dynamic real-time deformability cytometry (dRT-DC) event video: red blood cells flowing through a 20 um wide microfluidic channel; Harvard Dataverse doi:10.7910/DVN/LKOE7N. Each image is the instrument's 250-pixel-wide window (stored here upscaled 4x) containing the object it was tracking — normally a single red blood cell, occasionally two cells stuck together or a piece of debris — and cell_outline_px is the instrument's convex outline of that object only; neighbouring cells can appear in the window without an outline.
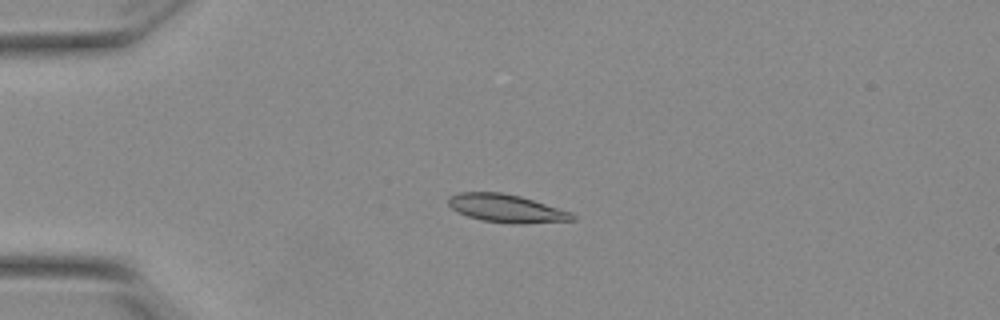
{"species": "Egyptian fruit bat (a non-hibernating species)", "species_latin": "Rousettus aegyptiacus", "temperature_condition": "warm", "stored_images_in_passage": 44, "camera_frame_rate_fps": 3000, "um_per_image_px": 0.085, "animal": {"sex": "female"}, "frame": {"image": 1, "passage_image": 3, "time_ms": 0.667, "image_size_px": [1000, 320], "cell_outline_px": [[576, 220], [520, 224], [516, 224], [484, 220], [468, 216], [452, 208], [448, 204], [448, 200], [452, 196], [460, 192], [500, 192], [520, 196], [572, 212], [576, 216]], "centroid_in_image_um": [43.1, 17.71], "position_along_channel_um": 41.9, "area_um2": 20.0}}
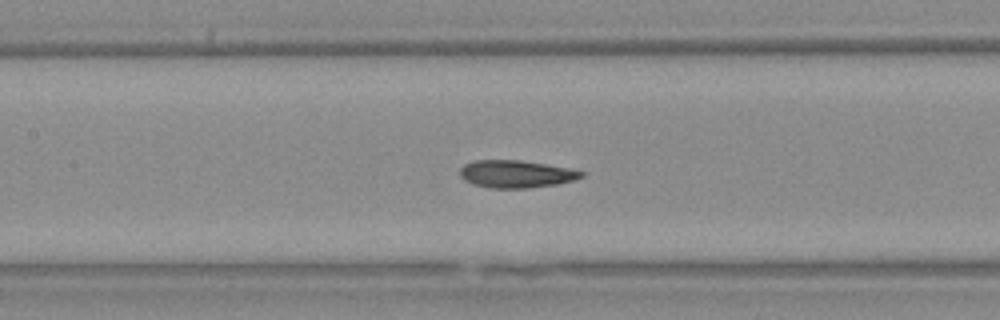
{"frame": {"image": 2, "passage_image": 15, "time_ms": 4.667, "image_size_px": [1000, 320], "cell_outline_px": [[584, 176], [572, 180], [556, 184], [528, 188], [488, 188], [464, 180], [460, 176], [460, 168], [464, 164], [476, 160], [520, 160], [568, 168], [584, 172]], "centroid_in_image_um": [43.83, 14.79], "position_along_channel_um": 163.6, "area_um2": 19.25}}
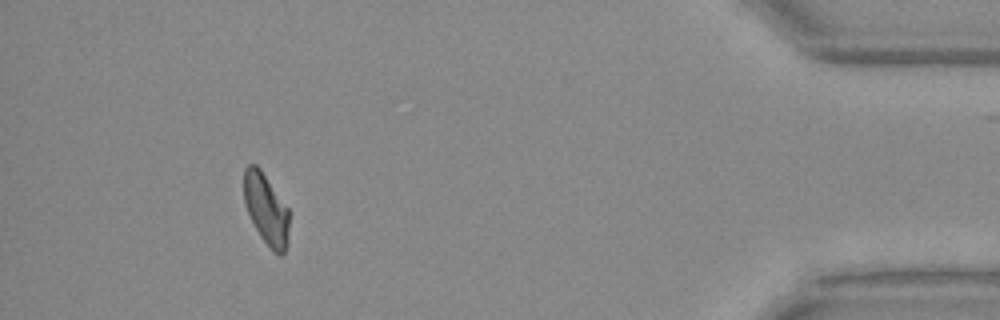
{"frame": {"image": 3, "passage_image": 39, "time_ms": 12.667, "image_size_px": [1000, 320], "cell_outline_px": [[288, 244], [284, 252], [280, 256], [272, 252], [260, 236], [244, 204], [244, 168], [248, 164], [256, 164], [260, 168], [288, 208]], "centroid_in_image_um": [22.62, 17.79], "position_along_channel_um": 412.6, "area_um2": 18.67}, "authors_computed_cell_mechanics": {"area_um2": 19.2763, "velocity_mm_per_s": 3.8368, "shape_relaxation_time_tau1_ms": 5.6186, "shape_relaxation_time_tau2_ms": 1.4484, "deformation_change_tau1": 0.1623, "deformation_change_tau2": 0.0701}}